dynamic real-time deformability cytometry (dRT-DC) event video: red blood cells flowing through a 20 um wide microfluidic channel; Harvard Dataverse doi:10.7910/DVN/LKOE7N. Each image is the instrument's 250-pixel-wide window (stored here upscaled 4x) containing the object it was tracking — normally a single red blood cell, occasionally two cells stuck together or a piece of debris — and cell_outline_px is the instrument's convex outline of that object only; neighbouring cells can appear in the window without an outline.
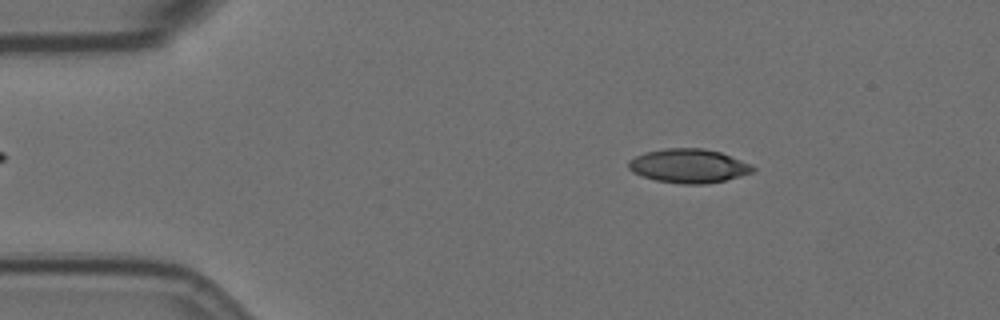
{"species": "Egyptian fruit bat (a non-hibernating species)", "species_latin": "Rousettus aegyptiacus", "temperature_condition": "room temperature", "stored_images_in_passage": 51, "camera_frame_rate_fps": 3000, "um_per_image_px": 0.085, "animal": {"sex": "female"}, "frame": {"image": 1, "passage_image": 3, "time_ms": 0.667, "image_size_px": [1000, 320], "cell_outline_px": [[756, 168], [752, 172], [740, 176], [724, 180], [704, 184], [680, 184], [656, 180], [632, 172], [628, 168], [628, 160], [644, 152], [664, 148], [704, 148], [720, 152], [740, 160]], "centroid_in_image_um": [58.49, 14.09], "position_along_channel_um": 26.5, "area_um2": 24.45}}
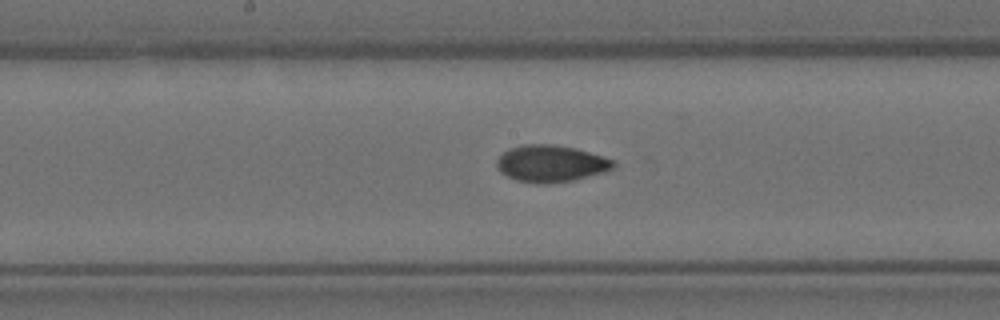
{"frame": {"image": 2, "passage_image": 23, "time_ms": 7.333, "image_size_px": [1000, 320], "cell_outline_px": [[616, 164], [612, 168], [604, 172], [572, 180], [548, 184], [536, 184], [516, 180], [500, 172], [496, 164], [496, 160], [508, 148], [524, 144], [552, 144], [576, 148], [612, 160]], "centroid_in_image_um": [46.78, 13.9], "position_along_channel_um": 201.4, "area_um2": 24.91}}
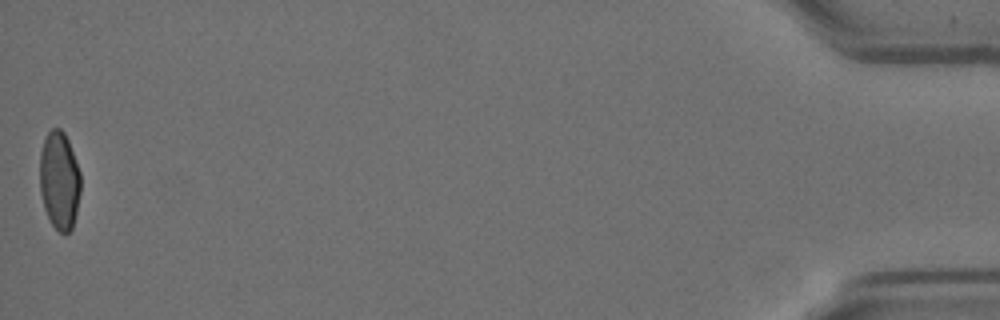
{"frame": {"image": 3, "passage_image": 51, "time_ms": 16.667, "image_size_px": [1000, 320], "cell_outline_px": [[80, 192], [76, 212], [72, 228], [68, 232], [60, 232], [52, 224], [44, 208], [40, 192], [40, 152], [44, 140], [48, 132], [52, 128], [60, 128], [64, 132], [68, 140], [80, 172]], "centroid_in_image_um": [5.04, 15.31], "position_along_channel_um": 430.2, "area_um2": 23.18}, "authors_computed_cell_mechanics": {"area_um2": 24.276, "velocity_mm_per_s": 3.5172, "shape_relaxation_time_tau1_ms": 9.9108, "shape_relaxation_time_tau2_ms": 1.178, "deformation_change_tau1": 0.2132, "deformation_change_tau2": 0.0392}}